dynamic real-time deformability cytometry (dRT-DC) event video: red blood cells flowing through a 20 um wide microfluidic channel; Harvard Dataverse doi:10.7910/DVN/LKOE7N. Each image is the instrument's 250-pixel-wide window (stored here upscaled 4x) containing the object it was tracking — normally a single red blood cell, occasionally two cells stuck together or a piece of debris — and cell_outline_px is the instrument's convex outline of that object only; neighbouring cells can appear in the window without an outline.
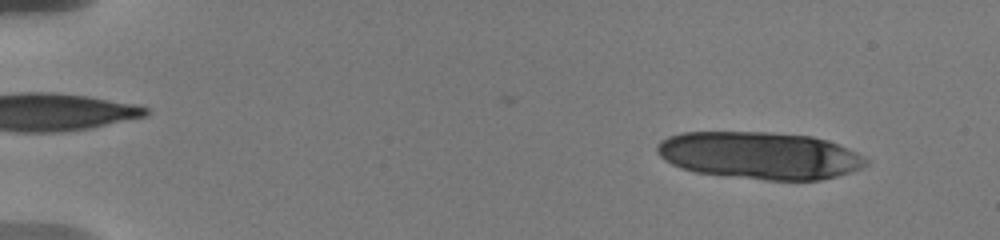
{"species": "human", "species_latin": "Homo sapiens", "temperature_condition": "warm", "stored_images_in_passage": 23, "camera_frame_rate_fps": 3000, "um_per_image_px": 0.085, "donor": {"sex": "male"}, "frame": {"image": 1, "passage_image": 6, "time_ms": 1.333, "image_size_px": [1000, 240], "cell_outline_px": [[868, 164], [860, 168], [836, 176], [820, 180], [764, 180], [724, 176], [696, 172], [680, 168], [664, 160], [656, 152], [656, 144], [660, 140], [668, 136], [680, 132], [772, 132], [812, 136], [828, 140], [856, 152], [864, 156], [868, 160]], "centroid_in_image_um": [64.53, 13.21], "position_along_channel_um": 20.5, "area_um2": 57.97}}